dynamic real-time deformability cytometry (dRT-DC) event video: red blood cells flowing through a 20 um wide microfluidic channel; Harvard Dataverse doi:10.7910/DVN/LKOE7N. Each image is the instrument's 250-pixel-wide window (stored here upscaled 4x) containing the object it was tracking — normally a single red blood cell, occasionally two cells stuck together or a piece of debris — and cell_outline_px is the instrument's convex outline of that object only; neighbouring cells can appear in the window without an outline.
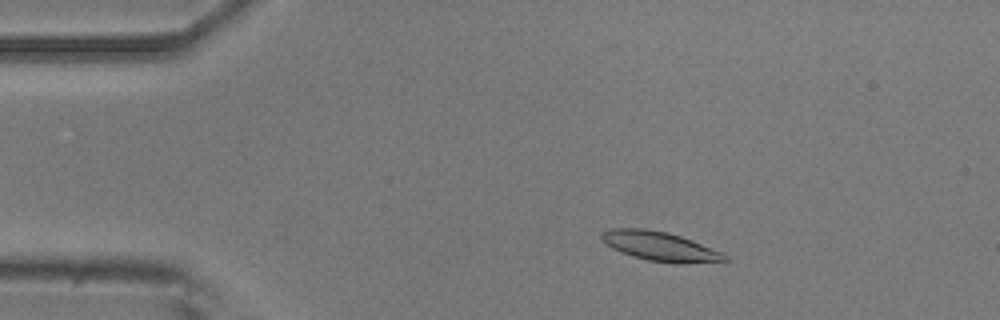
{"species": "common noctule bat (a hibernating species)", "species_latin": "Nyctalus noctula", "temperature_condition": "room temperature", "stored_images_in_passage": 53, "camera_frame_rate_fps": 3000, "um_per_image_px": 0.085, "animal": {"sex": "male", "body_mass_g": 20.5, "forearm_length_mm": 52.5}, "frame": {"image": 1, "passage_image": 8, "time_ms": 2.333, "image_size_px": [1000, 320], "cell_outline_px": [[732, 260], [680, 264], [672, 264], [648, 260], [632, 256], [620, 252], [612, 248], [600, 236], [608, 228], [644, 228], [668, 232], [692, 240], [720, 252], [728, 256]], "centroid_in_image_um": [56.11, 20.94], "position_along_channel_um": 28.9, "area_um2": 20.98}}
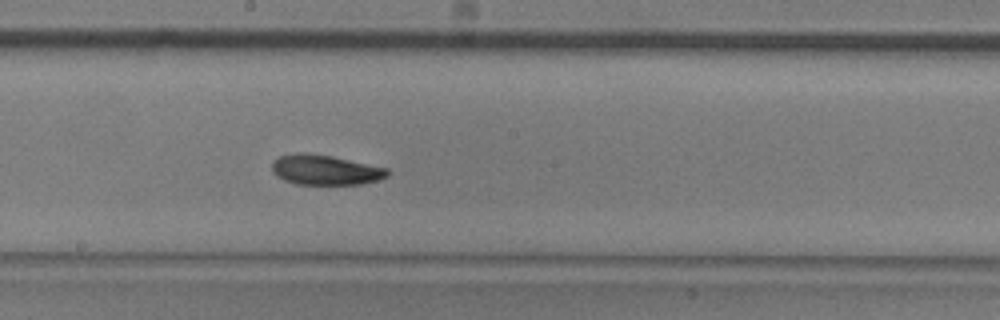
{"frame": {"image": 2, "passage_image": 28, "time_ms": 9.0, "image_size_px": [1000, 320], "cell_outline_px": [[388, 176], [376, 180], [360, 184], [296, 184], [284, 180], [276, 176], [272, 172], [272, 164], [280, 156], [300, 152], [304, 152], [332, 156], [388, 168]], "centroid_in_image_um": [27.63, 14.44], "position_along_channel_um": 220.6, "area_um2": 20.06}}
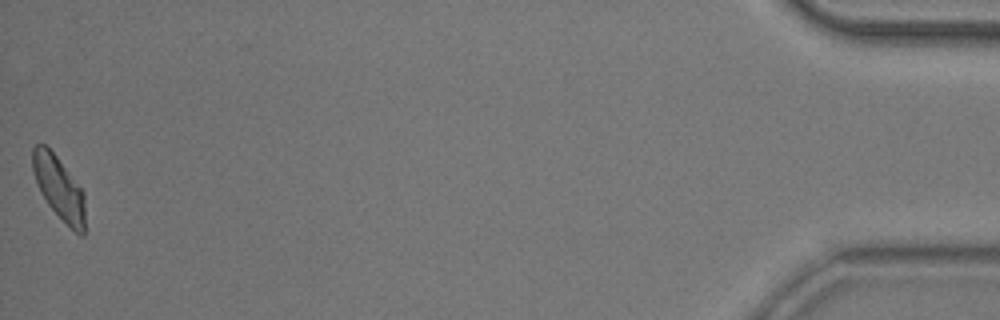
{"frame": {"image": 3, "passage_image": 53, "time_ms": 17.333, "image_size_px": [1000, 320], "cell_outline_px": [[84, 236], [80, 236], [48, 204], [40, 192], [32, 168], [32, 148], [36, 144], [44, 144], [56, 156], [84, 192]], "centroid_in_image_um": [5.0, 15.95], "position_along_channel_um": 430.2, "area_um2": 18.79}, "authors_computed_cell_mechanics": {"area_um2": 20.1144, "velocity_mm_per_s": 3.6959, "shape_relaxation_time_tau1_ms": 3.9456, "shape_relaxation_time_tau2_ms": 4.1329, "deformation_change_tau1": 0.1515, "deformation_change_tau2": 0.0875}}